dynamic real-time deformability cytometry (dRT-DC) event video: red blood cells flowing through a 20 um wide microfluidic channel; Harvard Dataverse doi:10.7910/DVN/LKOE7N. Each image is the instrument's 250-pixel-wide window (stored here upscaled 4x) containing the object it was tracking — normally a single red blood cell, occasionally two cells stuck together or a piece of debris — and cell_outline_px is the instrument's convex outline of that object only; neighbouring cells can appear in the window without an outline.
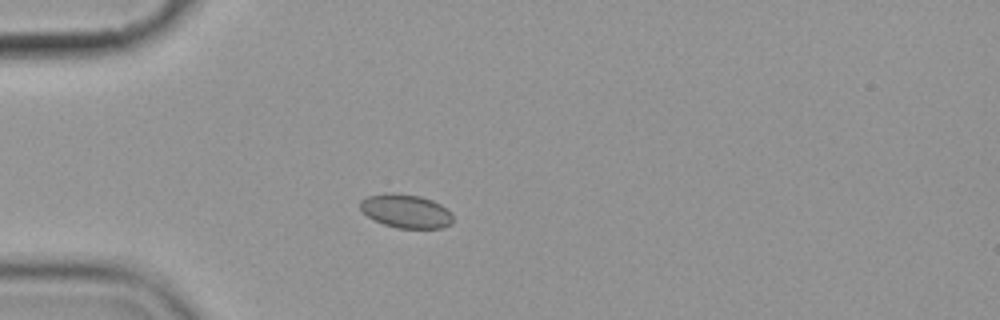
{"species": "common noctule bat (a hibernating species)", "species_latin": "Nyctalus noctula", "temperature_condition": "cold", "stored_images_in_passage": 4, "camera_frame_rate_fps": 3000, "um_per_image_px": 0.085, "animal": {"sex": "female", "body_mass_g": 19.9}, "frame": {"image": 1, "passage_image": 4, "time_ms": 4.0, "image_size_px": [1000, 320], "cell_outline_px": [[452, 224], [444, 228], [396, 228], [384, 224], [368, 216], [360, 208], [360, 200], [368, 196], [388, 192], [396, 192], [420, 196], [432, 200], [440, 204], [452, 216]], "centroid_in_image_um": [34.49, 17.93], "position_along_channel_um": 50.5, "area_um2": 18.15}}